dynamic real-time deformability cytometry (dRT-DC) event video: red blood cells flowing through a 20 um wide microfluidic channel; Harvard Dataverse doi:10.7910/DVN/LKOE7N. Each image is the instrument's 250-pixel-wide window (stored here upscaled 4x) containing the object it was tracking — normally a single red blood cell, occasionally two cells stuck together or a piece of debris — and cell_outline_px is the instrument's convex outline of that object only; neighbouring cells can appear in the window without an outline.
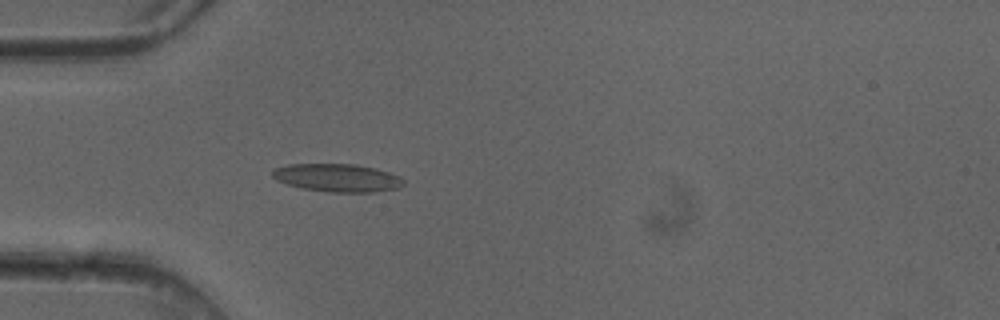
{"species": "common noctule bat (a hibernating species)", "species_latin": "Nyctalus noctula", "temperature_condition": "cold", "stored_images_in_passage": 4, "camera_frame_rate_fps": 3000, "um_per_image_px": 0.085, "animal": {"sex": "female"}, "frame": {"image": 1, "passage_image": 4, "time_ms": 1.0, "image_size_px": [1000, 320], "cell_outline_px": [[404, 184], [400, 188], [372, 192], [328, 192], [300, 188], [276, 180], [272, 176], [272, 168], [288, 164], [356, 164], [376, 168], [400, 176], [404, 180]], "centroid_in_image_um": [28.67, 15.11], "position_along_channel_um": 56.3, "area_um2": 21.62}}